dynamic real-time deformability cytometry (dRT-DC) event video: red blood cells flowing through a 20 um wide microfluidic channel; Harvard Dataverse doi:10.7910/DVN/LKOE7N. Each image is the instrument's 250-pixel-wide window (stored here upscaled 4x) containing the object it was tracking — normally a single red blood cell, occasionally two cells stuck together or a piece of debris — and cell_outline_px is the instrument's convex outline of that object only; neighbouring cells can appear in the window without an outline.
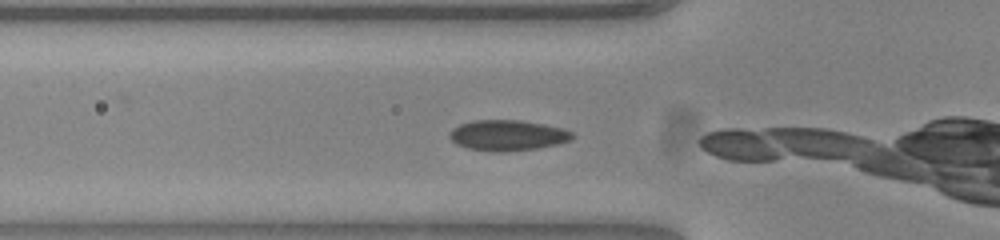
{"species": "common noctule bat (a hibernating species)", "species_latin": "Nyctalus noctula", "temperature_condition": "warm", "stored_images_in_passage": 4, "camera_frame_rate_fps": 3000, "um_per_image_px": 0.085, "animal": {"sex": "female", "body_mass_g": 23.0, "forearm_length_mm": 53.4}, "frame": {"image": 1, "passage_image": 2, "time_ms": 0.333, "image_size_px": [1000, 240], "cell_outline_px": [[572, 140], [556, 144], [536, 148], [500, 152], [468, 148], [456, 144], [448, 136], [452, 128], [460, 124], [472, 120], [520, 120], [544, 124], [560, 128], [572, 132]], "centroid_in_image_um": [43.11, 11.49], "position_along_channel_um": 82.7, "area_um2": 21.68}}